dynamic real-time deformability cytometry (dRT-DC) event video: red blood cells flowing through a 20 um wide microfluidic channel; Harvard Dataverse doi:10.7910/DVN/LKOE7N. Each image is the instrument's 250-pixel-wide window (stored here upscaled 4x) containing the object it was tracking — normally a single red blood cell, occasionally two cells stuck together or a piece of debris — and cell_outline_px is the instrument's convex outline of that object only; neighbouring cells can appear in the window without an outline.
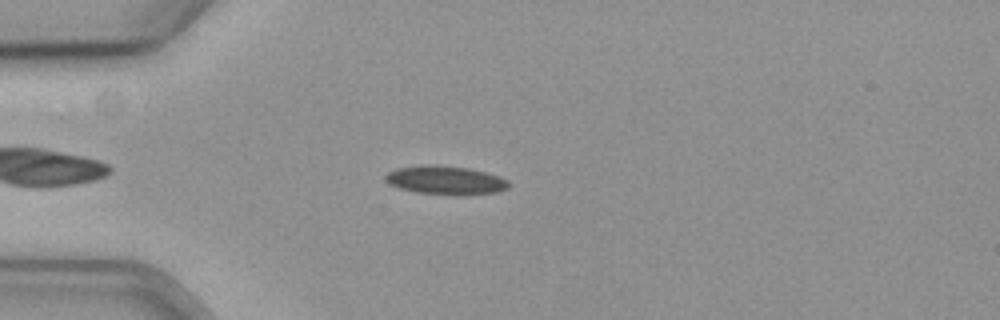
{"species": "common noctule bat (a hibernating species)", "species_latin": "Nyctalus noctula", "temperature_condition": "cold", "stored_images_in_passage": 32, "camera_frame_rate_fps": 3000, "um_per_image_px": 0.085, "animal": {"sex": "female", "body_mass_g": 19.3, "forearm_length_mm": 54.1}, "frame": {"image": 1, "passage_image": 5, "time_ms": 1.333, "image_size_px": [1000, 320], "cell_outline_px": [[512, 184], [508, 188], [496, 192], [460, 196], [456, 196], [416, 192], [400, 188], [388, 184], [384, 180], [384, 176], [388, 172], [396, 168], [420, 164], [436, 164], [468, 168], [500, 176], [508, 180]], "centroid_in_image_um": [37.86, 15.32], "position_along_channel_um": 47.1, "area_um2": 21.1}}
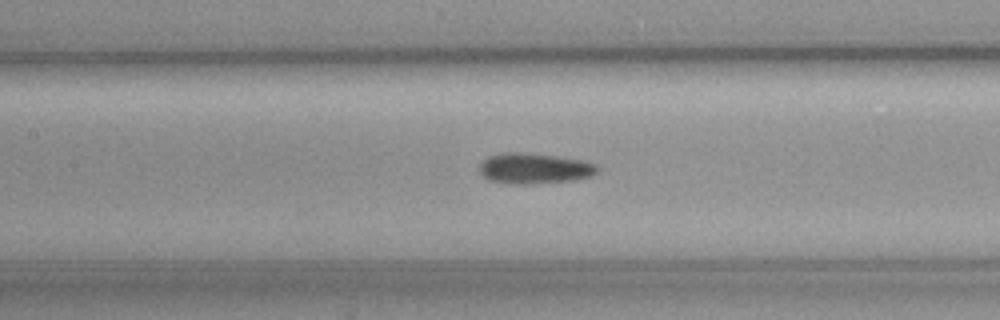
{"frame": {"image": 2, "passage_image": 16, "time_ms": 5.0, "image_size_px": [1000, 320], "cell_outline_px": [[600, 168], [592, 176], [576, 180], [524, 184], [508, 184], [488, 180], [480, 172], [480, 164], [488, 156], [504, 152], [524, 152], [556, 156], [584, 160], [596, 164]], "centroid_in_image_um": [45.44, 14.31], "position_along_channel_um": 162.0, "area_um2": 21.21}}
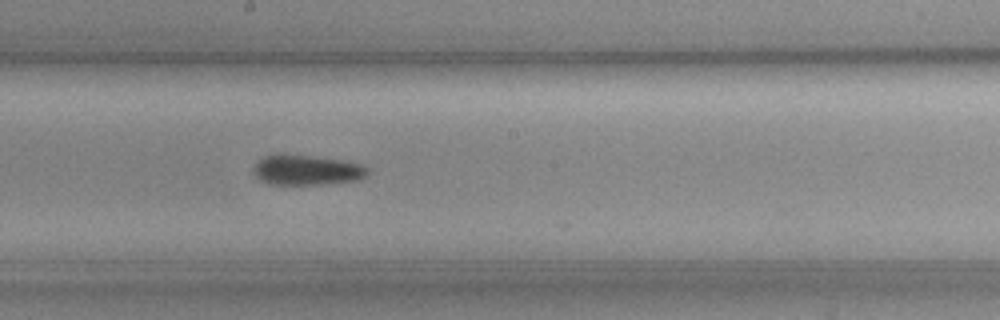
{"frame": {"image": 3, "passage_image": 21, "time_ms": 6.667, "image_size_px": [1000, 320], "cell_outline_px": [[368, 172], [360, 180], [324, 184], [268, 184], [260, 180], [252, 172], [252, 168], [264, 156], [308, 156], [340, 160], [360, 164], [368, 168]], "centroid_in_image_um": [26.08, 14.49], "position_along_channel_um": 222.1, "area_um2": 19.48}}